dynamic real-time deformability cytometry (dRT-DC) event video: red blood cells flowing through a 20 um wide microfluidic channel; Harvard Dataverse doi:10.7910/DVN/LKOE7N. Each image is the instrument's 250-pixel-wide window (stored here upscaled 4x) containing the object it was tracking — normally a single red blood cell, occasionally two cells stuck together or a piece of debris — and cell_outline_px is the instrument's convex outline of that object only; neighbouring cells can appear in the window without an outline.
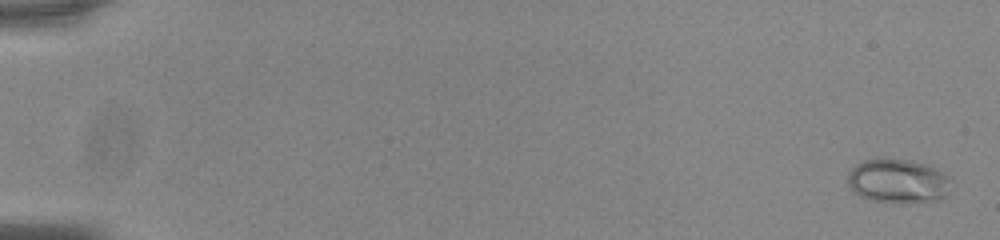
{"species": "common noctule bat (a hibernating species)", "species_latin": "Nyctalus noctula", "temperature_condition": "room temperature", "stored_images_in_passage": 56, "camera_frame_rate_fps": 3000, "um_per_image_px": 0.085, "animal": {"sex": "male", "body_mass_g": 20.0, "forearm_length_mm": 53.3}, "frame": {"image": 1, "passage_image": 2, "time_ms": 0.333, "image_size_px": [1000, 240], "cell_outline_px": [[948, 180], [944, 196], [932, 200], [872, 200], [860, 196], [848, 184], [848, 172], [856, 164], [864, 160], [908, 160], [924, 164], [948, 176]], "centroid_in_image_um": [76.24, 15.35], "position_along_channel_um": 8.8, "area_um2": 24.8}}
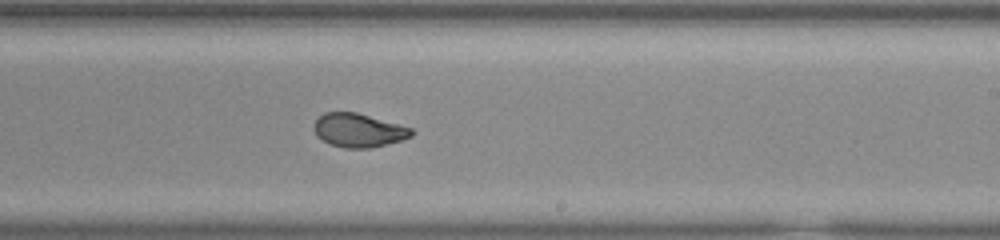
{"frame": {"image": 2, "passage_image": 36, "time_ms": 11.667, "image_size_px": [1000, 240], "cell_outline_px": [[412, 136], [400, 140], [368, 148], [344, 148], [328, 144], [316, 136], [312, 128], [316, 120], [324, 112], [356, 112], [412, 128]], "centroid_in_image_um": [30.41, 11.07], "position_along_channel_um": 258.6, "area_um2": 19.02}}
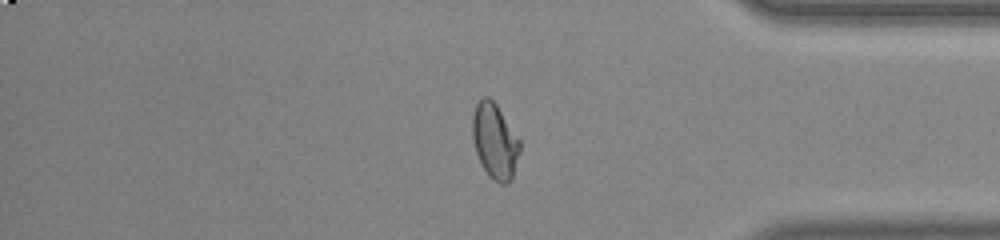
{"frame": {"image": 3, "passage_image": 48, "time_ms": 15.667, "image_size_px": [1000, 240], "cell_outline_px": [[520, 152], [512, 180], [504, 184], [500, 184], [488, 176], [476, 152], [472, 140], [472, 116], [476, 104], [484, 96], [488, 96], [496, 104], [520, 140]], "centroid_in_image_um": [42.06, 12.01], "position_along_channel_um": 393.1, "area_um2": 20.81}, "authors_computed_cell_mechanics": {"area_um2": 20.7213, "velocity_mm_per_s": 3.7731, "shape_relaxation_time_tau1_ms": 9.3402, "shape_relaxation_time_tau2_ms": 1.0106, "deformation_change_tau1": 0.2264, "deformation_change_tau2": 0.0582}}